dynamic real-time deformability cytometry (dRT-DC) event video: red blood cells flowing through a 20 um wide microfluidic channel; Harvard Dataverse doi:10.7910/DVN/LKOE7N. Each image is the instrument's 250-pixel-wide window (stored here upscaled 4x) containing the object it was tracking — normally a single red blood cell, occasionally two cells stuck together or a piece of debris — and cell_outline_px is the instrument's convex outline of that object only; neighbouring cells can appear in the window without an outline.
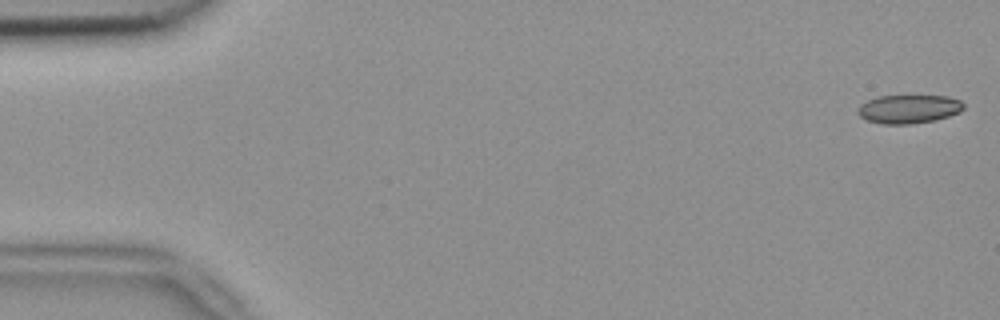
{"species": "common noctule bat (a hibernating species)", "species_latin": "Nyctalus noctula", "temperature_condition": "room temperature", "stored_images_in_passage": 53, "camera_frame_rate_fps": 3000, "um_per_image_px": 0.085, "animal": {"sex": "female", "body_mass_g": 18.4}, "frame": {"image": 1, "passage_image": 1, "time_ms": 0.0, "image_size_px": [1000, 320], "cell_outline_px": [[964, 108], [960, 112], [936, 120], [912, 124], [884, 124], [868, 120], [860, 116], [856, 112], [856, 108], [860, 104], [868, 100], [880, 96], [948, 96], [960, 100], [964, 104]], "centroid_in_image_um": [77.24, 9.27], "position_along_channel_um": 7.8, "area_um2": 17.69}}
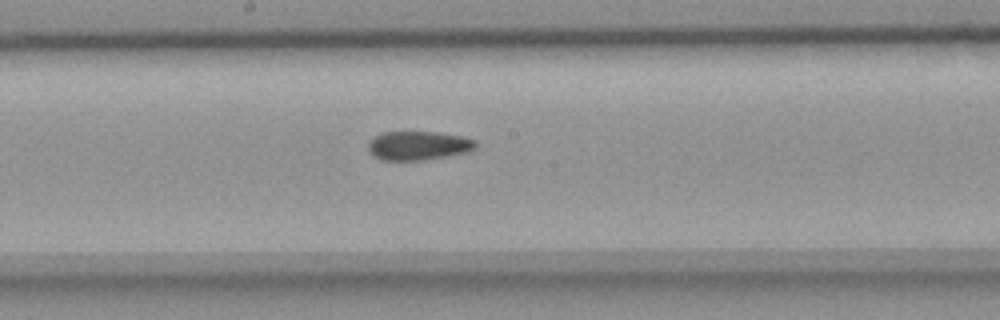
{"frame": {"image": 2, "passage_image": 28, "time_ms": 9.0, "image_size_px": [1000, 320], "cell_outline_px": [[476, 148], [468, 152], [424, 160], [384, 160], [376, 156], [368, 148], [368, 140], [372, 136], [380, 132], [436, 132], [460, 136], [476, 140]], "centroid_in_image_um": [35.55, 12.36], "position_along_channel_um": 212.7, "area_um2": 18.09}}
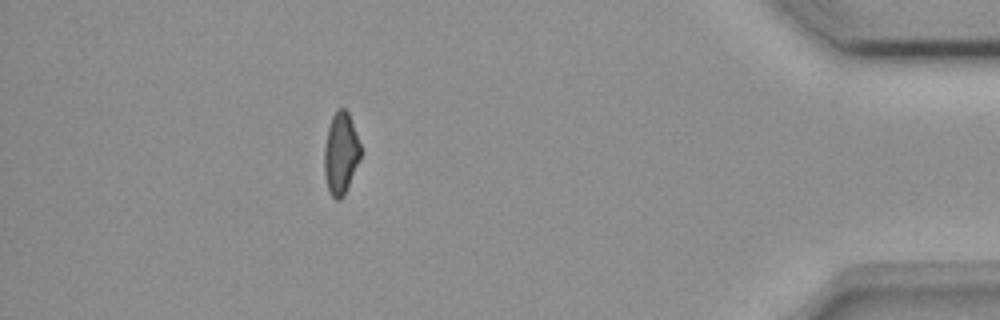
{"frame": {"image": 3, "passage_image": 47, "time_ms": 15.333, "image_size_px": [1000, 320], "cell_outline_px": [[360, 160], [344, 196], [340, 200], [336, 200], [328, 192], [324, 176], [324, 148], [328, 128], [332, 116], [336, 108], [344, 108], [348, 112], [360, 144]], "centroid_in_image_um": [28.95, 13.07], "position_along_channel_um": 406.3, "area_um2": 17.46}, "authors_computed_cell_mechanics": {"area_um2": 18.4382, "velocity_mm_per_s": 3.8422, "shape_relaxation_time_tau1_ms": null, "shape_relaxation_time_tau2_ms": 4.4059, "deformation_change_tau1": null, "deformation_change_tau2": 0.117}}